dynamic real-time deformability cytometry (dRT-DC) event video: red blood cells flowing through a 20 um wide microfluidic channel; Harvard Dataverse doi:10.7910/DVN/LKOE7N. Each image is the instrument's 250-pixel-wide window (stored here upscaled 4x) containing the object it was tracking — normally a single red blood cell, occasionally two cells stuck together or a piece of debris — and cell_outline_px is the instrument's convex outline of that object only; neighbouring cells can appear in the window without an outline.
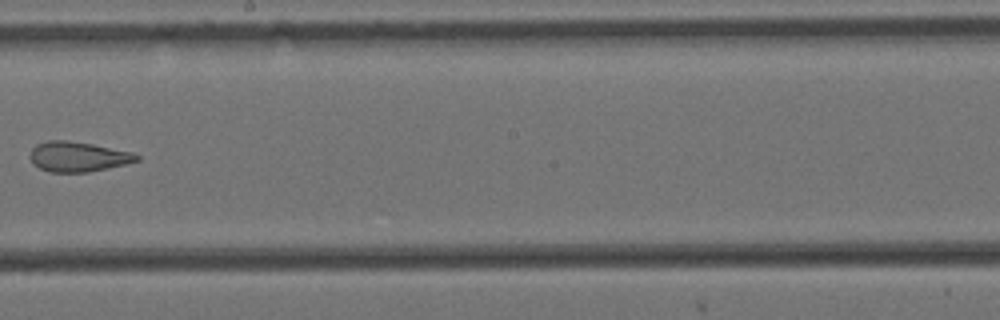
{"species": "Egyptian fruit bat (a non-hibernating species)", "species_latin": "Rousettus aegyptiacus", "temperature_condition": "cold", "stored_images_in_passage": 15, "camera_frame_rate_fps": 3000, "um_per_image_px": 0.085, "animal": {"sex": "female"}, "frame": {"image": 1, "passage_image": 9, "time_ms": 2.667, "image_size_px": [1000, 320], "cell_outline_px": [[140, 160], [108, 168], [88, 172], [52, 172], [40, 168], [32, 164], [28, 156], [32, 148], [36, 144], [48, 140], [68, 140], [92, 144], [132, 152], [140, 156]], "centroid_in_image_um": [6.59, 13.31], "position_along_channel_um": 241.6, "area_um2": 18.73}}
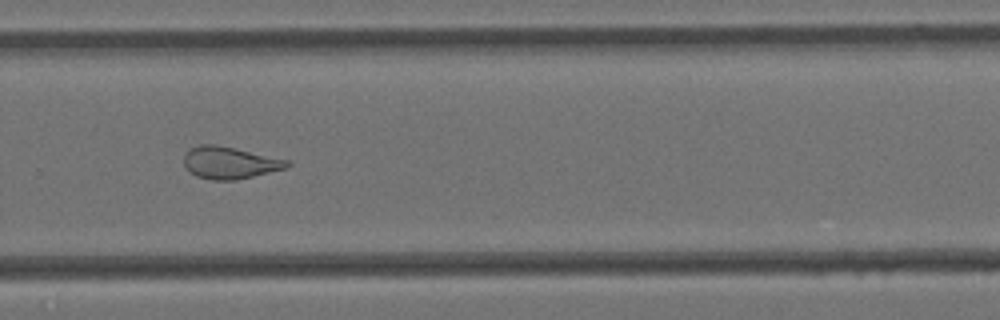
{"frame": {"image": 2, "passage_image": 11, "time_ms": 3.333, "image_size_px": [1000, 320], "cell_outline_px": [[292, 164], [288, 168], [236, 180], [212, 180], [196, 176], [188, 172], [184, 168], [184, 156], [192, 148], [200, 144], [216, 144], [288, 160]], "centroid_in_image_um": [19.52, 13.84], "position_along_channel_um": 310.3, "area_um2": 19.31}}